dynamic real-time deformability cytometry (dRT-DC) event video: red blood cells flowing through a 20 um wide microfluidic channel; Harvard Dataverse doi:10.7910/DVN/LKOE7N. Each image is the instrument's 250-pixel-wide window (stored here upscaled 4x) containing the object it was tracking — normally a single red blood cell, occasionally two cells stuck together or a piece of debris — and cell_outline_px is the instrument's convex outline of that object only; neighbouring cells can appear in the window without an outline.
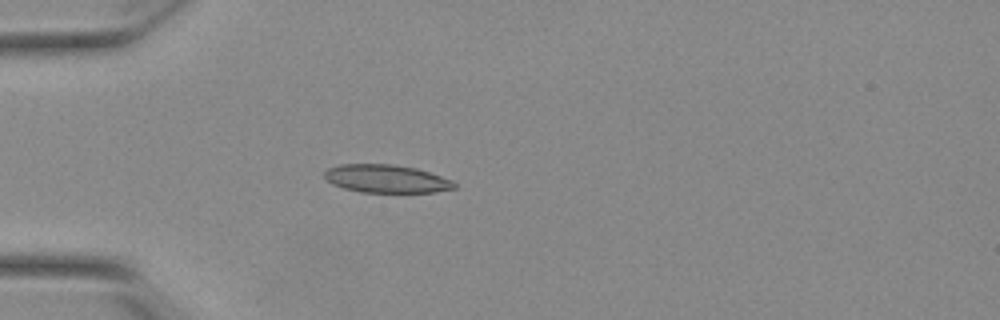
{"species": "Egyptian fruit bat (a non-hibernating species)", "species_latin": "Rousettus aegyptiacus", "temperature_condition": "warm", "stored_images_in_passage": 40, "camera_frame_rate_fps": 3000, "um_per_image_px": 0.085, "animal": {"sex": "female"}, "frame": {"image": 1, "passage_image": 2, "time_ms": 0.333, "image_size_px": [1000, 320], "cell_outline_px": [[456, 188], [436, 192], [360, 192], [344, 188], [332, 184], [324, 176], [324, 172], [328, 168], [340, 164], [392, 164], [416, 168], [452, 180], [456, 184]], "centroid_in_image_um": [32.83, 15.19], "position_along_channel_um": 52.2, "area_um2": 21.15}}
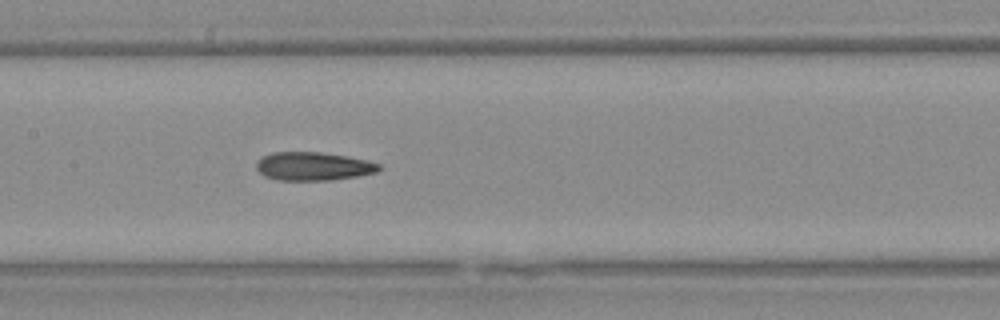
{"frame": {"image": 2, "passage_image": 13, "time_ms": 4.0, "image_size_px": [1000, 320], "cell_outline_px": [[380, 168], [376, 172], [356, 176], [328, 180], [276, 180], [264, 176], [256, 168], [256, 164], [264, 156], [272, 152], [320, 152], [344, 156], [364, 160], [380, 164]], "centroid_in_image_um": [26.59, 14.14], "position_along_channel_um": 180.8, "area_um2": 19.94}}
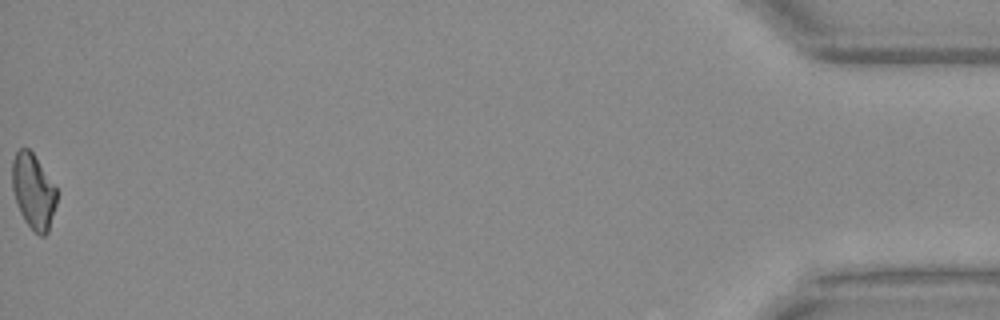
{"frame": {"image": 3, "passage_image": 40, "time_ms": 13.0, "image_size_px": [1000, 320], "cell_outline_px": [[56, 204], [48, 232], [44, 236], [40, 236], [24, 220], [16, 204], [12, 188], [12, 160], [16, 152], [20, 148], [28, 148], [32, 152], [56, 188]], "centroid_in_image_um": [2.81, 16.26], "position_along_channel_um": 432.4, "area_um2": 19.25}, "authors_computed_cell_mechanics": {"area_um2": 20.0566, "velocity_mm_per_s": 3.8634, "shape_relaxation_time_tau1_ms": 8.9101, "shape_relaxation_time_tau2_ms": 4.7787, "deformation_change_tau1": 0.2369, "deformation_change_tau2": 0.1455}}